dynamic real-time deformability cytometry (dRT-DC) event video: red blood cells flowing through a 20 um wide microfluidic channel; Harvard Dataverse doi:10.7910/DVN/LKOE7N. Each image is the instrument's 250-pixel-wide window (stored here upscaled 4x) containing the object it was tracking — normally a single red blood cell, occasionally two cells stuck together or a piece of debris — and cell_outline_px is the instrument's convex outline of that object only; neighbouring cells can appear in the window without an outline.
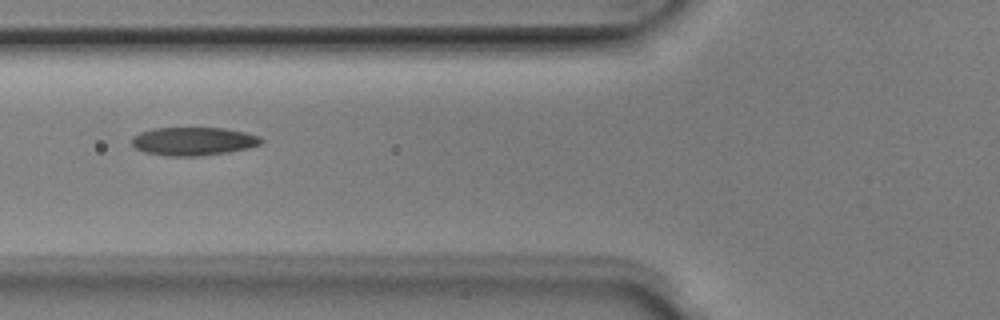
{"species": "Egyptian fruit bat (a non-hibernating species)", "species_latin": "Rousettus aegyptiacus", "temperature_condition": "room temperature", "stored_images_in_passage": 5, "camera_frame_rate_fps": 3000, "um_per_image_px": 0.085, "animal": {"sex": "male"}, "frame": {"image": 1, "passage_image": 5, "time_ms": 1.333, "image_size_px": [1000, 320], "cell_outline_px": [[264, 140], [260, 144], [228, 152], [196, 156], [168, 156], [144, 152], [136, 148], [132, 144], [132, 136], [140, 132], [152, 128], [224, 128], [244, 132], [260, 136]], "centroid_in_image_um": [16.4, 12.0], "position_along_channel_um": 109.4, "area_um2": 21.21}}